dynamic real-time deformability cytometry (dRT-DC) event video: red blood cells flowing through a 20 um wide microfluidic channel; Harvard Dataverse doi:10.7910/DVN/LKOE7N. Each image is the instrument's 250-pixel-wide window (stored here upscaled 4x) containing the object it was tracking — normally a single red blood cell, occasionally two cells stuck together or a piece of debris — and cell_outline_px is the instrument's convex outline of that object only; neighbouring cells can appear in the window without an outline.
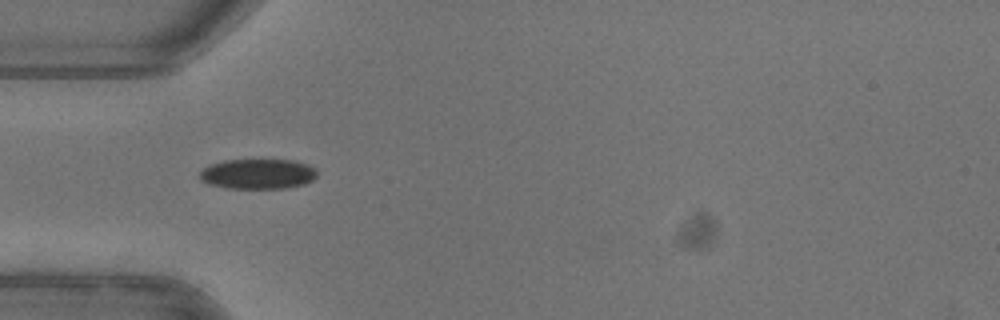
{"species": "common noctule bat (a hibernating species)", "species_latin": "Nyctalus noctula", "temperature_condition": "warm", "stored_images_in_passage": 52, "camera_frame_rate_fps": 3000, "um_per_image_px": 0.085, "animal": {"sex": "female"}, "frame": {"image": 1, "passage_image": 16, "time_ms": 5.0, "image_size_px": [1000, 320], "cell_outline_px": [[316, 176], [312, 180], [304, 184], [284, 188], [228, 188], [208, 184], [200, 180], [200, 172], [204, 168], [212, 164], [224, 160], [292, 160], [308, 164], [316, 168]], "centroid_in_image_um": [21.92, 14.78], "position_along_channel_um": 63.1, "area_um2": 20.52}, "authors_computed_cell_mechanics": {"area_um2": 20.2589, "velocity_mm_per_s": 3.9922, "shape_relaxation_time_tau1_ms": 4.3546, "shape_relaxation_time_tau2_ms": 4.7259, "deformation_change_tau1": 0.1152, "deformation_change_tau2": 0.0643}}